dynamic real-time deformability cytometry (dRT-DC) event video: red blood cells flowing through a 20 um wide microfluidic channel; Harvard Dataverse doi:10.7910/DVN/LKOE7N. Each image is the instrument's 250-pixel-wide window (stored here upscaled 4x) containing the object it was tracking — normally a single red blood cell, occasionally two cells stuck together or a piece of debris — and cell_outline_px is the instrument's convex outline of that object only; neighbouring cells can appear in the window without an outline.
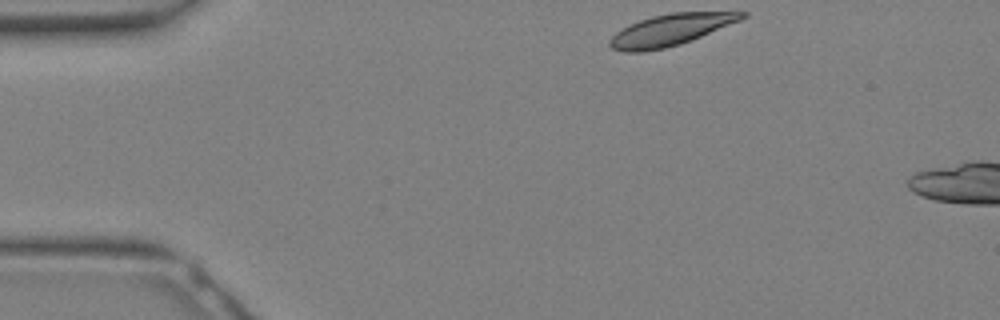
{"species": "Egyptian fruit bat (a non-hibernating species)", "species_latin": "Rousettus aegyptiacus", "temperature_condition": "warm", "stored_images_in_passage": 4, "camera_frame_rate_fps": 3000, "um_per_image_px": 0.085, "animal": {"sex": "female"}, "frame": {"image": 1, "passage_image": 1, "time_ms": 0.0, "image_size_px": [1000, 320], "cell_outline_px": [[748, 16], [740, 20], [680, 44], [664, 48], [644, 52], [624, 52], [612, 48], [608, 44], [608, 40], [616, 32], [640, 20], [652, 16], [672, 12], [748, 12]], "centroid_in_image_um": [56.96, 2.54], "position_along_channel_um": 28.0, "area_um2": 23.87}}